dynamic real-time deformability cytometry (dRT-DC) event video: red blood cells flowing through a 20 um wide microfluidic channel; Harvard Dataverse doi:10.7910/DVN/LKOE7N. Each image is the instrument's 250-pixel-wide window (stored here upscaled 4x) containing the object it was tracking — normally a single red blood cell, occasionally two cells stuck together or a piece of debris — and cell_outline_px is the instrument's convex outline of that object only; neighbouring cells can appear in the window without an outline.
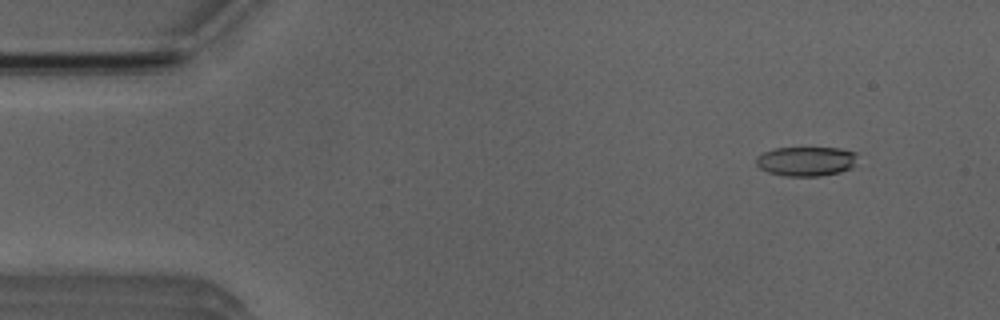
{"species": "Egyptian fruit bat (a non-hibernating species)", "species_latin": "Rousettus aegyptiacus", "temperature_condition": "room temperature", "stored_images_in_passage": 3, "camera_frame_rate_fps": 3000, "um_per_image_px": 0.085, "animal": {"sex": "male"}, "frame": {"image": 1, "passage_image": 1, "time_ms": 0.0, "image_size_px": [1000, 320], "cell_outline_px": [[856, 156], [852, 168], [840, 172], [816, 176], [788, 176], [768, 172], [760, 168], [756, 164], [756, 156], [764, 152], [776, 148], [840, 148], [856, 152]], "centroid_in_image_um": [68.51, 13.7], "position_along_channel_um": 16.5, "area_um2": 17.28}}